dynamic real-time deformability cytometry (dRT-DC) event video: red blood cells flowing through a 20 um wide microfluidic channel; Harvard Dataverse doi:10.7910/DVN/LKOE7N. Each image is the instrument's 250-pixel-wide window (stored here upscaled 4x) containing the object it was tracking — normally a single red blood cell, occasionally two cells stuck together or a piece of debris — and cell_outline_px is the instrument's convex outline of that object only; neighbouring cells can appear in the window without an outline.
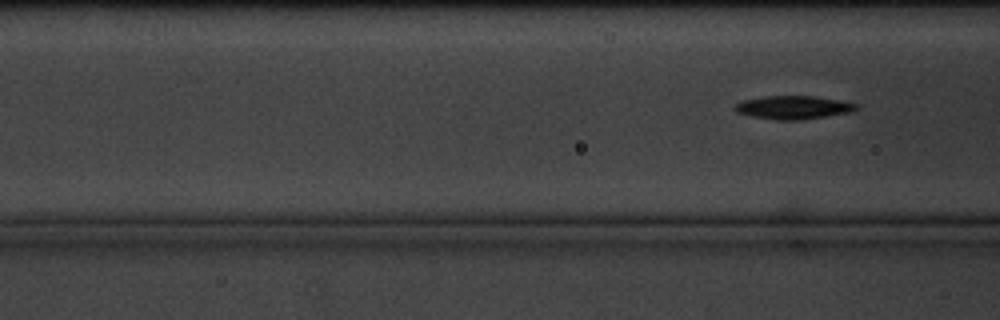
{"species": "common noctule bat (a hibernating species)", "species_latin": "Nyctalus noctula", "temperature_condition": "cold", "stored_images_in_passage": 8, "camera_frame_rate_fps": 3000, "um_per_image_px": 0.085, "animal": {"sex": "male", "body_mass_g": 20.1, "forearm_length_mm": 53.5}, "frame": {"image": 1, "passage_image": 8, "time_ms": 8.667, "image_size_px": [1000, 320], "cell_outline_px": [[860, 108], [856, 112], [800, 120], [776, 120], [752, 116], [736, 112], [732, 108], [736, 104], [744, 100], [764, 96], [816, 96], [860, 104]], "centroid_in_image_um": [67.51, 9.13], "position_along_channel_um": 99.1, "area_um2": 16.76}}